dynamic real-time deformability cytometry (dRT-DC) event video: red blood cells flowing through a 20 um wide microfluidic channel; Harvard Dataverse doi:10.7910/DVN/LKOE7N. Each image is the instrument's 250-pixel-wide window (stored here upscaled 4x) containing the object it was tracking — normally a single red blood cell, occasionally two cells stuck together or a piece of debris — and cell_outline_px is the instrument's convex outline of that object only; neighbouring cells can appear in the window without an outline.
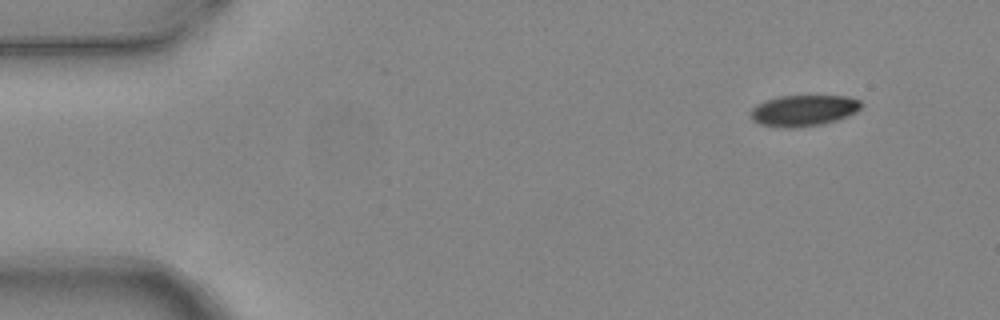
{"species": "common noctule bat (a hibernating species)", "species_latin": "Nyctalus noctula", "temperature_condition": "warm", "stored_images_in_passage": 4, "camera_frame_rate_fps": 3000, "um_per_image_px": 0.085, "animal": {"sex": "female", "body_mass_g": 24.6, "forearm_length_mm": 56.2}, "frame": {"image": 1, "passage_image": 1, "time_ms": 0.0, "image_size_px": [1000, 320], "cell_outline_px": [[864, 104], [856, 112], [848, 116], [836, 120], [820, 124], [792, 128], [780, 128], [760, 124], [752, 120], [748, 112], [756, 104], [764, 100], [780, 96], [848, 96], [860, 100]], "centroid_in_image_um": [68.27, 9.39], "position_along_channel_um": 16.7, "area_um2": 20.29}}
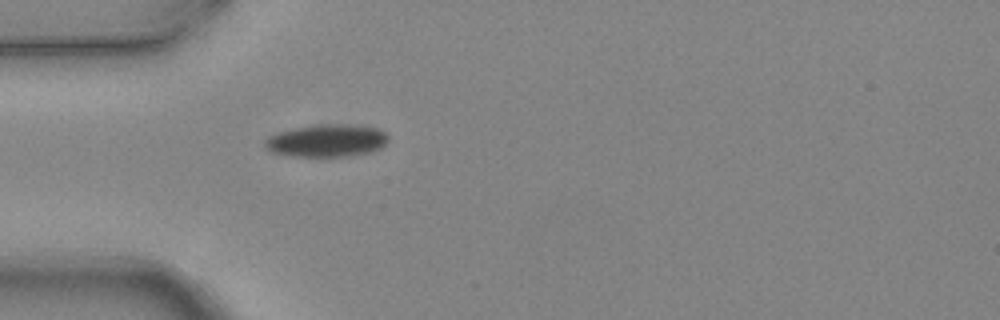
{"frame": {"image": 2, "passage_image": 4, "time_ms": 1.0, "image_size_px": [1000, 320], "cell_outline_px": [[388, 140], [380, 148], [368, 152], [344, 156], [288, 156], [272, 152], [264, 148], [264, 140], [268, 136], [276, 132], [296, 128], [324, 124], [336, 124], [376, 128], [384, 132], [388, 136]], "centroid_in_image_um": [27.7, 11.96], "position_along_channel_um": 57.3, "area_um2": 23.06}}